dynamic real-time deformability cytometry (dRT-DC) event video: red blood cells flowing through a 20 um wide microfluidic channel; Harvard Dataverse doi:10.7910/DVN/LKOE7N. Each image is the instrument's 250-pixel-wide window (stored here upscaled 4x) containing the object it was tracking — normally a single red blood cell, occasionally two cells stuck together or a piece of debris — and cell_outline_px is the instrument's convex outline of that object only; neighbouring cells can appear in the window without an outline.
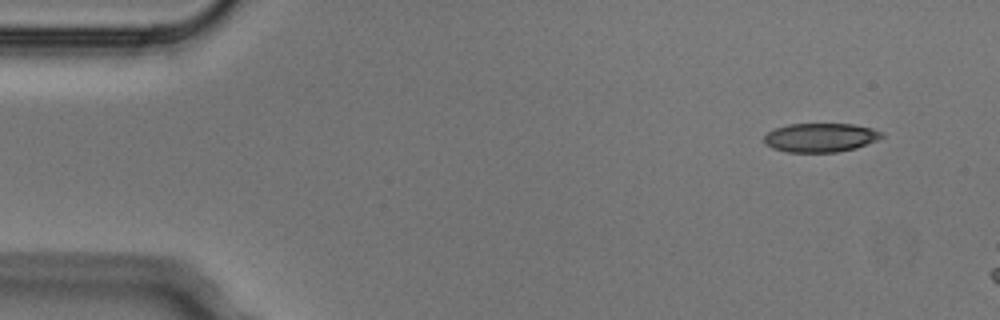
{"species": "Egyptian fruit bat (a non-hibernating species)", "species_latin": "Rousettus aegyptiacus", "temperature_condition": "cold", "stored_images_in_passage": 3, "camera_frame_rate_fps": 3000, "um_per_image_px": 0.085, "animal": {"sex": "male"}, "frame": {"image": 1, "passage_image": 1, "time_ms": 0.0, "image_size_px": [1000, 320], "cell_outline_px": [[884, 136], [876, 140], [856, 148], [836, 152], [788, 152], [772, 148], [764, 144], [764, 136], [768, 132], [776, 128], [788, 124], [852, 124], [872, 128], [884, 132]], "centroid_in_image_um": [69.74, 11.69], "position_along_channel_um": 15.3, "area_um2": 19.83}}